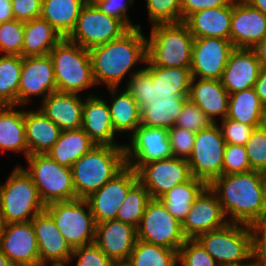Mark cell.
Returning <instances> with one entry per match:
<instances>
[{
  "instance_id": "1",
  "label": "cell",
  "mask_w": 266,
  "mask_h": 266,
  "mask_svg": "<svg viewBox=\"0 0 266 266\" xmlns=\"http://www.w3.org/2000/svg\"><path fill=\"white\" fill-rule=\"evenodd\" d=\"M209 188L216 194L228 222L250 225L266 213V191L258 171L221 175Z\"/></svg>"
},
{
  "instance_id": "2",
  "label": "cell",
  "mask_w": 266,
  "mask_h": 266,
  "mask_svg": "<svg viewBox=\"0 0 266 266\" xmlns=\"http://www.w3.org/2000/svg\"><path fill=\"white\" fill-rule=\"evenodd\" d=\"M141 28H130L120 37L89 49L96 85L103 82L108 88H119L135 64H145L146 36L142 34Z\"/></svg>"
},
{
  "instance_id": "3",
  "label": "cell",
  "mask_w": 266,
  "mask_h": 266,
  "mask_svg": "<svg viewBox=\"0 0 266 266\" xmlns=\"http://www.w3.org/2000/svg\"><path fill=\"white\" fill-rule=\"evenodd\" d=\"M145 64L146 67L132 70L125 84L141 109L151 103H175L180 97L189 96L190 68L153 66L147 60Z\"/></svg>"
},
{
  "instance_id": "4",
  "label": "cell",
  "mask_w": 266,
  "mask_h": 266,
  "mask_svg": "<svg viewBox=\"0 0 266 266\" xmlns=\"http://www.w3.org/2000/svg\"><path fill=\"white\" fill-rule=\"evenodd\" d=\"M125 166L124 146L95 145L71 167L77 198H87Z\"/></svg>"
},
{
  "instance_id": "5",
  "label": "cell",
  "mask_w": 266,
  "mask_h": 266,
  "mask_svg": "<svg viewBox=\"0 0 266 266\" xmlns=\"http://www.w3.org/2000/svg\"><path fill=\"white\" fill-rule=\"evenodd\" d=\"M150 33L146 54L151 65L190 68L194 37L184 21L152 25Z\"/></svg>"
},
{
  "instance_id": "6",
  "label": "cell",
  "mask_w": 266,
  "mask_h": 266,
  "mask_svg": "<svg viewBox=\"0 0 266 266\" xmlns=\"http://www.w3.org/2000/svg\"><path fill=\"white\" fill-rule=\"evenodd\" d=\"M45 207L31 176L21 165L15 166L0 185V214L4 223L31 221Z\"/></svg>"
},
{
  "instance_id": "7",
  "label": "cell",
  "mask_w": 266,
  "mask_h": 266,
  "mask_svg": "<svg viewBox=\"0 0 266 266\" xmlns=\"http://www.w3.org/2000/svg\"><path fill=\"white\" fill-rule=\"evenodd\" d=\"M56 91L80 93L95 85L89 49L63 38L49 53Z\"/></svg>"
},
{
  "instance_id": "8",
  "label": "cell",
  "mask_w": 266,
  "mask_h": 266,
  "mask_svg": "<svg viewBox=\"0 0 266 266\" xmlns=\"http://www.w3.org/2000/svg\"><path fill=\"white\" fill-rule=\"evenodd\" d=\"M196 240L219 266H245L253 260L249 225L228 222Z\"/></svg>"
},
{
  "instance_id": "9",
  "label": "cell",
  "mask_w": 266,
  "mask_h": 266,
  "mask_svg": "<svg viewBox=\"0 0 266 266\" xmlns=\"http://www.w3.org/2000/svg\"><path fill=\"white\" fill-rule=\"evenodd\" d=\"M31 176L44 205L77 199L72 170L59 165L47 154H34L26 158Z\"/></svg>"
},
{
  "instance_id": "10",
  "label": "cell",
  "mask_w": 266,
  "mask_h": 266,
  "mask_svg": "<svg viewBox=\"0 0 266 266\" xmlns=\"http://www.w3.org/2000/svg\"><path fill=\"white\" fill-rule=\"evenodd\" d=\"M45 210L72 249L94 243L96 223L85 199L54 202Z\"/></svg>"
},
{
  "instance_id": "11",
  "label": "cell",
  "mask_w": 266,
  "mask_h": 266,
  "mask_svg": "<svg viewBox=\"0 0 266 266\" xmlns=\"http://www.w3.org/2000/svg\"><path fill=\"white\" fill-rule=\"evenodd\" d=\"M226 145L217 123L197 132L192 153L187 160L192 177L209 184L214 178L223 175Z\"/></svg>"
},
{
  "instance_id": "12",
  "label": "cell",
  "mask_w": 266,
  "mask_h": 266,
  "mask_svg": "<svg viewBox=\"0 0 266 266\" xmlns=\"http://www.w3.org/2000/svg\"><path fill=\"white\" fill-rule=\"evenodd\" d=\"M137 239L178 251L186 241L182 223L173 217L159 199H151L140 224Z\"/></svg>"
},
{
  "instance_id": "13",
  "label": "cell",
  "mask_w": 266,
  "mask_h": 266,
  "mask_svg": "<svg viewBox=\"0 0 266 266\" xmlns=\"http://www.w3.org/2000/svg\"><path fill=\"white\" fill-rule=\"evenodd\" d=\"M127 30L118 19L104 14L95 5L85 4L67 39L85 49H91L120 37Z\"/></svg>"
},
{
  "instance_id": "14",
  "label": "cell",
  "mask_w": 266,
  "mask_h": 266,
  "mask_svg": "<svg viewBox=\"0 0 266 266\" xmlns=\"http://www.w3.org/2000/svg\"><path fill=\"white\" fill-rule=\"evenodd\" d=\"M130 144H124L126 165L138 171L143 165L173 157L168 130L139 125L131 133Z\"/></svg>"
},
{
  "instance_id": "15",
  "label": "cell",
  "mask_w": 266,
  "mask_h": 266,
  "mask_svg": "<svg viewBox=\"0 0 266 266\" xmlns=\"http://www.w3.org/2000/svg\"><path fill=\"white\" fill-rule=\"evenodd\" d=\"M137 181V172L126 165L103 187L85 198L96 224L116 219L126 194Z\"/></svg>"
},
{
  "instance_id": "16",
  "label": "cell",
  "mask_w": 266,
  "mask_h": 266,
  "mask_svg": "<svg viewBox=\"0 0 266 266\" xmlns=\"http://www.w3.org/2000/svg\"><path fill=\"white\" fill-rule=\"evenodd\" d=\"M137 175L151 199H159L176 185L192 178L187 160L174 157L147 163L137 171Z\"/></svg>"
},
{
  "instance_id": "17",
  "label": "cell",
  "mask_w": 266,
  "mask_h": 266,
  "mask_svg": "<svg viewBox=\"0 0 266 266\" xmlns=\"http://www.w3.org/2000/svg\"><path fill=\"white\" fill-rule=\"evenodd\" d=\"M233 49L230 40L194 38L190 65L192 78L220 80Z\"/></svg>"
},
{
  "instance_id": "18",
  "label": "cell",
  "mask_w": 266,
  "mask_h": 266,
  "mask_svg": "<svg viewBox=\"0 0 266 266\" xmlns=\"http://www.w3.org/2000/svg\"><path fill=\"white\" fill-rule=\"evenodd\" d=\"M56 91V80L52 60L48 55L23 57L18 86V105L28 104L31 96L44 100Z\"/></svg>"
},
{
  "instance_id": "19",
  "label": "cell",
  "mask_w": 266,
  "mask_h": 266,
  "mask_svg": "<svg viewBox=\"0 0 266 266\" xmlns=\"http://www.w3.org/2000/svg\"><path fill=\"white\" fill-rule=\"evenodd\" d=\"M37 238L40 266H66L71 262L73 249L58 230L55 220L44 210L32 220Z\"/></svg>"
},
{
  "instance_id": "20",
  "label": "cell",
  "mask_w": 266,
  "mask_h": 266,
  "mask_svg": "<svg viewBox=\"0 0 266 266\" xmlns=\"http://www.w3.org/2000/svg\"><path fill=\"white\" fill-rule=\"evenodd\" d=\"M0 250L14 266H40V255L31 221L5 224Z\"/></svg>"
},
{
  "instance_id": "21",
  "label": "cell",
  "mask_w": 266,
  "mask_h": 266,
  "mask_svg": "<svg viewBox=\"0 0 266 266\" xmlns=\"http://www.w3.org/2000/svg\"><path fill=\"white\" fill-rule=\"evenodd\" d=\"M216 194L207 186L195 199L187 217L182 223L186 239L223 227L228 223Z\"/></svg>"
},
{
  "instance_id": "22",
  "label": "cell",
  "mask_w": 266,
  "mask_h": 266,
  "mask_svg": "<svg viewBox=\"0 0 266 266\" xmlns=\"http://www.w3.org/2000/svg\"><path fill=\"white\" fill-rule=\"evenodd\" d=\"M266 35V15L245 0H233L230 42L234 48H252Z\"/></svg>"
},
{
  "instance_id": "23",
  "label": "cell",
  "mask_w": 266,
  "mask_h": 266,
  "mask_svg": "<svg viewBox=\"0 0 266 266\" xmlns=\"http://www.w3.org/2000/svg\"><path fill=\"white\" fill-rule=\"evenodd\" d=\"M137 241V228L128 223L108 220L96 224L94 243L113 262H126Z\"/></svg>"
},
{
  "instance_id": "24",
  "label": "cell",
  "mask_w": 266,
  "mask_h": 266,
  "mask_svg": "<svg viewBox=\"0 0 266 266\" xmlns=\"http://www.w3.org/2000/svg\"><path fill=\"white\" fill-rule=\"evenodd\" d=\"M261 70L252 48H234L220 79L229 94L253 88Z\"/></svg>"
},
{
  "instance_id": "25",
  "label": "cell",
  "mask_w": 266,
  "mask_h": 266,
  "mask_svg": "<svg viewBox=\"0 0 266 266\" xmlns=\"http://www.w3.org/2000/svg\"><path fill=\"white\" fill-rule=\"evenodd\" d=\"M81 128L96 145L124 146L114 141L108 103L100 97L89 94L84 100Z\"/></svg>"
},
{
  "instance_id": "26",
  "label": "cell",
  "mask_w": 266,
  "mask_h": 266,
  "mask_svg": "<svg viewBox=\"0 0 266 266\" xmlns=\"http://www.w3.org/2000/svg\"><path fill=\"white\" fill-rule=\"evenodd\" d=\"M41 101L39 110L62 131L82 127L84 100L78 93L55 91Z\"/></svg>"
},
{
  "instance_id": "27",
  "label": "cell",
  "mask_w": 266,
  "mask_h": 266,
  "mask_svg": "<svg viewBox=\"0 0 266 266\" xmlns=\"http://www.w3.org/2000/svg\"><path fill=\"white\" fill-rule=\"evenodd\" d=\"M192 78L188 98L209 118L217 123L216 116L225 119L228 114L229 93L220 80Z\"/></svg>"
},
{
  "instance_id": "28",
  "label": "cell",
  "mask_w": 266,
  "mask_h": 266,
  "mask_svg": "<svg viewBox=\"0 0 266 266\" xmlns=\"http://www.w3.org/2000/svg\"><path fill=\"white\" fill-rule=\"evenodd\" d=\"M233 0L225 6L197 11L184 22L194 38L215 37L230 40Z\"/></svg>"
},
{
  "instance_id": "29",
  "label": "cell",
  "mask_w": 266,
  "mask_h": 266,
  "mask_svg": "<svg viewBox=\"0 0 266 266\" xmlns=\"http://www.w3.org/2000/svg\"><path fill=\"white\" fill-rule=\"evenodd\" d=\"M24 123L28 156L47 154L57 142L62 131L39 109L37 111H25Z\"/></svg>"
},
{
  "instance_id": "30",
  "label": "cell",
  "mask_w": 266,
  "mask_h": 266,
  "mask_svg": "<svg viewBox=\"0 0 266 266\" xmlns=\"http://www.w3.org/2000/svg\"><path fill=\"white\" fill-rule=\"evenodd\" d=\"M16 105H0V150L28 156L25 133V110L14 109Z\"/></svg>"
},
{
  "instance_id": "31",
  "label": "cell",
  "mask_w": 266,
  "mask_h": 266,
  "mask_svg": "<svg viewBox=\"0 0 266 266\" xmlns=\"http://www.w3.org/2000/svg\"><path fill=\"white\" fill-rule=\"evenodd\" d=\"M95 145L82 128L63 130L47 155L59 165L71 169L72 165Z\"/></svg>"
},
{
  "instance_id": "32",
  "label": "cell",
  "mask_w": 266,
  "mask_h": 266,
  "mask_svg": "<svg viewBox=\"0 0 266 266\" xmlns=\"http://www.w3.org/2000/svg\"><path fill=\"white\" fill-rule=\"evenodd\" d=\"M62 39L59 32L41 17L24 22L23 57L48 55Z\"/></svg>"
},
{
  "instance_id": "33",
  "label": "cell",
  "mask_w": 266,
  "mask_h": 266,
  "mask_svg": "<svg viewBox=\"0 0 266 266\" xmlns=\"http://www.w3.org/2000/svg\"><path fill=\"white\" fill-rule=\"evenodd\" d=\"M108 90L112 95V103H108V107L115 133H133L141 125V108L126 89L121 92L117 87H110Z\"/></svg>"
},
{
  "instance_id": "34",
  "label": "cell",
  "mask_w": 266,
  "mask_h": 266,
  "mask_svg": "<svg viewBox=\"0 0 266 266\" xmlns=\"http://www.w3.org/2000/svg\"><path fill=\"white\" fill-rule=\"evenodd\" d=\"M207 186L204 180L192 177L167 191L159 200L173 217L183 223L195 199Z\"/></svg>"
},
{
  "instance_id": "35",
  "label": "cell",
  "mask_w": 266,
  "mask_h": 266,
  "mask_svg": "<svg viewBox=\"0 0 266 266\" xmlns=\"http://www.w3.org/2000/svg\"><path fill=\"white\" fill-rule=\"evenodd\" d=\"M82 0H42L41 18L53 26L63 38L75 28Z\"/></svg>"
},
{
  "instance_id": "36",
  "label": "cell",
  "mask_w": 266,
  "mask_h": 266,
  "mask_svg": "<svg viewBox=\"0 0 266 266\" xmlns=\"http://www.w3.org/2000/svg\"><path fill=\"white\" fill-rule=\"evenodd\" d=\"M264 106L254 88L229 94L228 119L259 127Z\"/></svg>"
},
{
  "instance_id": "37",
  "label": "cell",
  "mask_w": 266,
  "mask_h": 266,
  "mask_svg": "<svg viewBox=\"0 0 266 266\" xmlns=\"http://www.w3.org/2000/svg\"><path fill=\"white\" fill-rule=\"evenodd\" d=\"M178 251L137 239L129 255L130 266H178Z\"/></svg>"
},
{
  "instance_id": "38",
  "label": "cell",
  "mask_w": 266,
  "mask_h": 266,
  "mask_svg": "<svg viewBox=\"0 0 266 266\" xmlns=\"http://www.w3.org/2000/svg\"><path fill=\"white\" fill-rule=\"evenodd\" d=\"M23 57L18 55L0 56V105L18 106V86Z\"/></svg>"
},
{
  "instance_id": "39",
  "label": "cell",
  "mask_w": 266,
  "mask_h": 266,
  "mask_svg": "<svg viewBox=\"0 0 266 266\" xmlns=\"http://www.w3.org/2000/svg\"><path fill=\"white\" fill-rule=\"evenodd\" d=\"M188 97H180L175 103H151L141 109V125L151 128L174 127Z\"/></svg>"
},
{
  "instance_id": "40",
  "label": "cell",
  "mask_w": 266,
  "mask_h": 266,
  "mask_svg": "<svg viewBox=\"0 0 266 266\" xmlns=\"http://www.w3.org/2000/svg\"><path fill=\"white\" fill-rule=\"evenodd\" d=\"M150 200L151 197L147 189L137 181L126 194L115 220L128 223L137 228Z\"/></svg>"
},
{
  "instance_id": "41",
  "label": "cell",
  "mask_w": 266,
  "mask_h": 266,
  "mask_svg": "<svg viewBox=\"0 0 266 266\" xmlns=\"http://www.w3.org/2000/svg\"><path fill=\"white\" fill-rule=\"evenodd\" d=\"M24 22L15 19L0 23V52L23 57Z\"/></svg>"
},
{
  "instance_id": "42",
  "label": "cell",
  "mask_w": 266,
  "mask_h": 266,
  "mask_svg": "<svg viewBox=\"0 0 266 266\" xmlns=\"http://www.w3.org/2000/svg\"><path fill=\"white\" fill-rule=\"evenodd\" d=\"M152 25L181 22V0H146Z\"/></svg>"
},
{
  "instance_id": "43",
  "label": "cell",
  "mask_w": 266,
  "mask_h": 266,
  "mask_svg": "<svg viewBox=\"0 0 266 266\" xmlns=\"http://www.w3.org/2000/svg\"><path fill=\"white\" fill-rule=\"evenodd\" d=\"M181 266H219L196 239H186L178 250Z\"/></svg>"
},
{
  "instance_id": "44",
  "label": "cell",
  "mask_w": 266,
  "mask_h": 266,
  "mask_svg": "<svg viewBox=\"0 0 266 266\" xmlns=\"http://www.w3.org/2000/svg\"><path fill=\"white\" fill-rule=\"evenodd\" d=\"M212 124L213 123L198 108V106L188 98L183 105L174 127L183 128L197 133L208 128Z\"/></svg>"
},
{
  "instance_id": "45",
  "label": "cell",
  "mask_w": 266,
  "mask_h": 266,
  "mask_svg": "<svg viewBox=\"0 0 266 266\" xmlns=\"http://www.w3.org/2000/svg\"><path fill=\"white\" fill-rule=\"evenodd\" d=\"M245 147L251 169L258 172L266 169V131L255 127Z\"/></svg>"
},
{
  "instance_id": "46",
  "label": "cell",
  "mask_w": 266,
  "mask_h": 266,
  "mask_svg": "<svg viewBox=\"0 0 266 266\" xmlns=\"http://www.w3.org/2000/svg\"><path fill=\"white\" fill-rule=\"evenodd\" d=\"M252 171L243 145L227 144L223 158V175Z\"/></svg>"
},
{
  "instance_id": "47",
  "label": "cell",
  "mask_w": 266,
  "mask_h": 266,
  "mask_svg": "<svg viewBox=\"0 0 266 266\" xmlns=\"http://www.w3.org/2000/svg\"><path fill=\"white\" fill-rule=\"evenodd\" d=\"M196 133L189 130L172 127L168 130V139L174 158L188 160L192 153Z\"/></svg>"
},
{
  "instance_id": "48",
  "label": "cell",
  "mask_w": 266,
  "mask_h": 266,
  "mask_svg": "<svg viewBox=\"0 0 266 266\" xmlns=\"http://www.w3.org/2000/svg\"><path fill=\"white\" fill-rule=\"evenodd\" d=\"M252 259L258 266H266V213L249 225Z\"/></svg>"
},
{
  "instance_id": "49",
  "label": "cell",
  "mask_w": 266,
  "mask_h": 266,
  "mask_svg": "<svg viewBox=\"0 0 266 266\" xmlns=\"http://www.w3.org/2000/svg\"><path fill=\"white\" fill-rule=\"evenodd\" d=\"M226 144L246 145L249 140L254 126L242 124L232 119L225 118L221 120V125L218 124Z\"/></svg>"
},
{
  "instance_id": "50",
  "label": "cell",
  "mask_w": 266,
  "mask_h": 266,
  "mask_svg": "<svg viewBox=\"0 0 266 266\" xmlns=\"http://www.w3.org/2000/svg\"><path fill=\"white\" fill-rule=\"evenodd\" d=\"M72 258H77L76 266H113L114 264L95 243L73 249Z\"/></svg>"
},
{
  "instance_id": "51",
  "label": "cell",
  "mask_w": 266,
  "mask_h": 266,
  "mask_svg": "<svg viewBox=\"0 0 266 266\" xmlns=\"http://www.w3.org/2000/svg\"><path fill=\"white\" fill-rule=\"evenodd\" d=\"M134 0H98L94 5L109 17L118 19L127 29L141 27V25H133L128 18V6L133 4Z\"/></svg>"
},
{
  "instance_id": "52",
  "label": "cell",
  "mask_w": 266,
  "mask_h": 266,
  "mask_svg": "<svg viewBox=\"0 0 266 266\" xmlns=\"http://www.w3.org/2000/svg\"><path fill=\"white\" fill-rule=\"evenodd\" d=\"M13 18L28 22L41 17L42 0H11Z\"/></svg>"
},
{
  "instance_id": "53",
  "label": "cell",
  "mask_w": 266,
  "mask_h": 266,
  "mask_svg": "<svg viewBox=\"0 0 266 266\" xmlns=\"http://www.w3.org/2000/svg\"><path fill=\"white\" fill-rule=\"evenodd\" d=\"M230 0H181V22L191 14L210 8L225 6Z\"/></svg>"
},
{
  "instance_id": "54",
  "label": "cell",
  "mask_w": 266,
  "mask_h": 266,
  "mask_svg": "<svg viewBox=\"0 0 266 266\" xmlns=\"http://www.w3.org/2000/svg\"><path fill=\"white\" fill-rule=\"evenodd\" d=\"M253 88L260 98L261 103L266 108V69L261 68Z\"/></svg>"
},
{
  "instance_id": "55",
  "label": "cell",
  "mask_w": 266,
  "mask_h": 266,
  "mask_svg": "<svg viewBox=\"0 0 266 266\" xmlns=\"http://www.w3.org/2000/svg\"><path fill=\"white\" fill-rule=\"evenodd\" d=\"M252 49L256 53L261 68L266 69V35Z\"/></svg>"
},
{
  "instance_id": "56",
  "label": "cell",
  "mask_w": 266,
  "mask_h": 266,
  "mask_svg": "<svg viewBox=\"0 0 266 266\" xmlns=\"http://www.w3.org/2000/svg\"><path fill=\"white\" fill-rule=\"evenodd\" d=\"M13 19L11 0H0V23Z\"/></svg>"
},
{
  "instance_id": "57",
  "label": "cell",
  "mask_w": 266,
  "mask_h": 266,
  "mask_svg": "<svg viewBox=\"0 0 266 266\" xmlns=\"http://www.w3.org/2000/svg\"><path fill=\"white\" fill-rule=\"evenodd\" d=\"M245 1L266 15V0H245Z\"/></svg>"
},
{
  "instance_id": "58",
  "label": "cell",
  "mask_w": 266,
  "mask_h": 266,
  "mask_svg": "<svg viewBox=\"0 0 266 266\" xmlns=\"http://www.w3.org/2000/svg\"><path fill=\"white\" fill-rule=\"evenodd\" d=\"M0 266H14L11 260L0 250Z\"/></svg>"
},
{
  "instance_id": "59",
  "label": "cell",
  "mask_w": 266,
  "mask_h": 266,
  "mask_svg": "<svg viewBox=\"0 0 266 266\" xmlns=\"http://www.w3.org/2000/svg\"><path fill=\"white\" fill-rule=\"evenodd\" d=\"M260 127L266 131V108H264V111L262 113Z\"/></svg>"
},
{
  "instance_id": "60",
  "label": "cell",
  "mask_w": 266,
  "mask_h": 266,
  "mask_svg": "<svg viewBox=\"0 0 266 266\" xmlns=\"http://www.w3.org/2000/svg\"><path fill=\"white\" fill-rule=\"evenodd\" d=\"M4 226H5V223H4L3 217L0 214V242H1L2 234H3Z\"/></svg>"
},
{
  "instance_id": "61",
  "label": "cell",
  "mask_w": 266,
  "mask_h": 266,
  "mask_svg": "<svg viewBox=\"0 0 266 266\" xmlns=\"http://www.w3.org/2000/svg\"><path fill=\"white\" fill-rule=\"evenodd\" d=\"M262 180H263V184H264V187H265V191H266V169H264L262 172Z\"/></svg>"
},
{
  "instance_id": "62",
  "label": "cell",
  "mask_w": 266,
  "mask_h": 266,
  "mask_svg": "<svg viewBox=\"0 0 266 266\" xmlns=\"http://www.w3.org/2000/svg\"><path fill=\"white\" fill-rule=\"evenodd\" d=\"M98 0H83L84 4H92L94 5Z\"/></svg>"
},
{
  "instance_id": "63",
  "label": "cell",
  "mask_w": 266,
  "mask_h": 266,
  "mask_svg": "<svg viewBox=\"0 0 266 266\" xmlns=\"http://www.w3.org/2000/svg\"><path fill=\"white\" fill-rule=\"evenodd\" d=\"M113 266H130V265L126 262H120V263H114Z\"/></svg>"
},
{
  "instance_id": "64",
  "label": "cell",
  "mask_w": 266,
  "mask_h": 266,
  "mask_svg": "<svg viewBox=\"0 0 266 266\" xmlns=\"http://www.w3.org/2000/svg\"><path fill=\"white\" fill-rule=\"evenodd\" d=\"M245 266H258L255 262H251L250 264H248V265H245Z\"/></svg>"
}]
</instances>
